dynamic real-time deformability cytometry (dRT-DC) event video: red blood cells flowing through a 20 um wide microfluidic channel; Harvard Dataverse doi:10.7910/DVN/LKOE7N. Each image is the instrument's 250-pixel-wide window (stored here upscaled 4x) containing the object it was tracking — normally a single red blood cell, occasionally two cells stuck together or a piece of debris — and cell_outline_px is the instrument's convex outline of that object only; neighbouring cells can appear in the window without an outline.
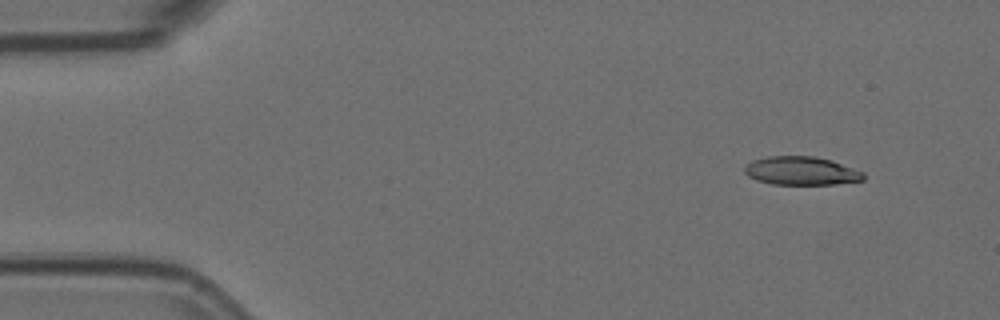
{"species": "Egyptian fruit bat (a non-hibernating species)", "species_latin": "Rousettus aegyptiacus", "temperature_condition": "room temperature", "stored_images_in_passage": 4, "camera_frame_rate_fps": 3000, "um_per_image_px": 0.085, "animal": {"sex": "female"}, "frame": {"image": 1, "passage_image": 1, "time_ms": 0.0, "image_size_px": [1000, 320], "cell_outline_px": [[864, 180], [836, 184], [772, 184], [756, 180], [748, 176], [744, 172], [744, 168], [752, 160], [768, 156], [816, 156], [832, 160], [864, 172]], "centroid_in_image_um": [68.11, 14.52], "position_along_channel_um": 16.9, "area_um2": 19.77}}
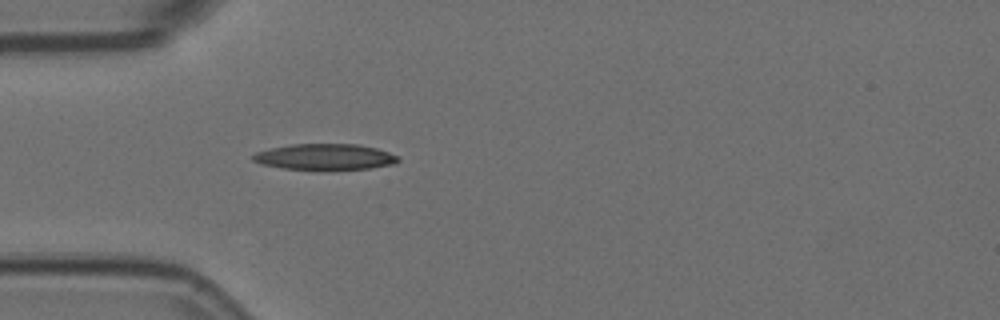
{"frame": {"image": 2, "passage_image": 4, "time_ms": 1.0, "image_size_px": [1000, 320], "cell_outline_px": [[400, 160], [396, 164], [372, 168], [284, 168], [260, 164], [252, 160], [252, 156], [256, 152], [272, 148], [292, 144], [356, 144], [376, 148], [400, 156]], "centroid_in_image_um": [27.66, 13.31], "position_along_channel_um": 57.3, "area_um2": 21.5}}